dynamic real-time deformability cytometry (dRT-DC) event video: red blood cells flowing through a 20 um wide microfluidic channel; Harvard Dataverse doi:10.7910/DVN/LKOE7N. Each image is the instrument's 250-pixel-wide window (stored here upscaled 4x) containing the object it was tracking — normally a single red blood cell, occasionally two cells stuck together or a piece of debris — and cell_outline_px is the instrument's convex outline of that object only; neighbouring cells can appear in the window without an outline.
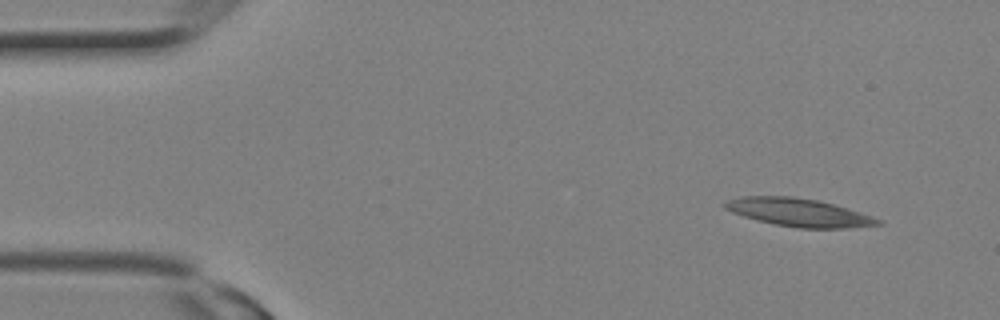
{"species": "Egyptian fruit bat (a non-hibernating species)", "species_latin": "Rousettus aegyptiacus", "temperature_condition": "room temperature", "stored_images_in_passage": 4, "camera_frame_rate_fps": 3000, "um_per_image_px": 0.085, "animal": {"sex": "female"}, "frame": {"image": 1, "passage_image": 4, "time_ms": 1.0, "image_size_px": [1000, 320], "cell_outline_px": [[880, 224], [848, 228], [800, 228], [776, 224], [744, 216], [732, 212], [724, 208], [720, 204], [724, 200], [740, 196], [792, 196], [816, 200], [832, 204], [860, 212], [880, 220]], "centroid_in_image_um": [67.8, 18.04], "position_along_channel_um": 17.2, "area_um2": 24.68}}